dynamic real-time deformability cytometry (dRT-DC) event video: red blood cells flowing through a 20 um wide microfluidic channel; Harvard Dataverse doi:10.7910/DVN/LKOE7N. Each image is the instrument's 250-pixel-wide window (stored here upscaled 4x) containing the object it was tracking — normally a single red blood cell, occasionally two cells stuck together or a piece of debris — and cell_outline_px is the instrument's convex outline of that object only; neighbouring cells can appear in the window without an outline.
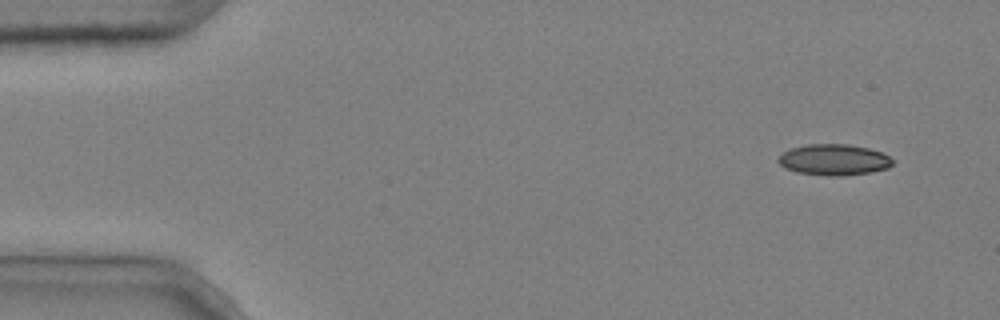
{"species": "common noctule bat (a hibernating species)", "species_latin": "Nyctalus noctula", "temperature_condition": "cold", "stored_images_in_passage": 7, "camera_frame_rate_fps": 3000, "um_per_image_px": 0.085, "animal": {"sex": "male", "body_mass_g": 20.4}, "frame": {"image": 1, "passage_image": 1, "time_ms": 0.0, "image_size_px": [1000, 320], "cell_outline_px": [[896, 160], [888, 168], [872, 172], [840, 176], [832, 176], [796, 172], [784, 168], [776, 160], [784, 152], [792, 148], [808, 144], [848, 144], [868, 148], [880, 152]], "centroid_in_image_um": [70.9, 13.58], "position_along_channel_um": 14.1, "area_um2": 20.69}}
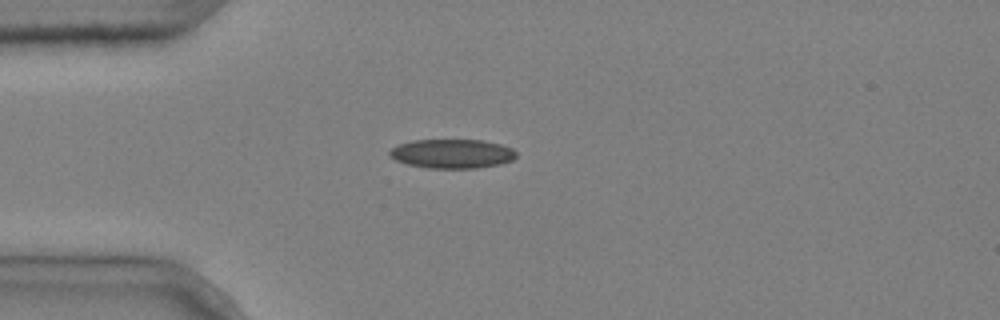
{"frame": {"image": 2, "passage_image": 4, "time_ms": 1.0, "image_size_px": [1000, 320], "cell_outline_px": [[516, 156], [512, 160], [500, 164], [476, 168], [428, 168], [408, 164], [396, 160], [388, 156], [388, 152], [392, 148], [400, 144], [412, 140], [484, 140], [500, 144], [512, 148], [516, 152]], "centroid_in_image_um": [38.43, 13.06], "position_along_channel_um": 46.6, "area_um2": 21.5}}